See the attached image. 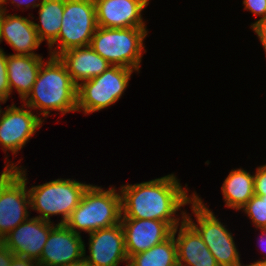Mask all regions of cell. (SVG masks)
Listing matches in <instances>:
<instances>
[{
	"instance_id": "ac0fdd59",
	"label": "cell",
	"mask_w": 266,
	"mask_h": 266,
	"mask_svg": "<svg viewBox=\"0 0 266 266\" xmlns=\"http://www.w3.org/2000/svg\"><path fill=\"white\" fill-rule=\"evenodd\" d=\"M65 65L73 82L78 86L80 81H86L102 74L111 64L91 47L68 49L57 56Z\"/></svg>"
},
{
	"instance_id": "9c48e42d",
	"label": "cell",
	"mask_w": 266,
	"mask_h": 266,
	"mask_svg": "<svg viewBox=\"0 0 266 266\" xmlns=\"http://www.w3.org/2000/svg\"><path fill=\"white\" fill-rule=\"evenodd\" d=\"M97 27L94 0H64L62 25L57 40L49 47V56L89 46Z\"/></svg>"
},
{
	"instance_id": "ba28073f",
	"label": "cell",
	"mask_w": 266,
	"mask_h": 266,
	"mask_svg": "<svg viewBox=\"0 0 266 266\" xmlns=\"http://www.w3.org/2000/svg\"><path fill=\"white\" fill-rule=\"evenodd\" d=\"M134 71L111 65L102 74L80 82L77 86V111L91 114L115 104L128 87Z\"/></svg>"
},
{
	"instance_id": "d6a6232c",
	"label": "cell",
	"mask_w": 266,
	"mask_h": 266,
	"mask_svg": "<svg viewBox=\"0 0 266 266\" xmlns=\"http://www.w3.org/2000/svg\"><path fill=\"white\" fill-rule=\"evenodd\" d=\"M8 99L5 97V96H3L2 94H0V104L1 103H6V101H7ZM2 107L0 106V116H1V114H3V112H4V110H2L1 109Z\"/></svg>"
},
{
	"instance_id": "30bf717a",
	"label": "cell",
	"mask_w": 266,
	"mask_h": 266,
	"mask_svg": "<svg viewBox=\"0 0 266 266\" xmlns=\"http://www.w3.org/2000/svg\"><path fill=\"white\" fill-rule=\"evenodd\" d=\"M21 107L13 103L0 116V145L5 152L11 151L13 155L28 143L45 121L34 114L30 107L24 104Z\"/></svg>"
},
{
	"instance_id": "7402d4cb",
	"label": "cell",
	"mask_w": 266,
	"mask_h": 266,
	"mask_svg": "<svg viewBox=\"0 0 266 266\" xmlns=\"http://www.w3.org/2000/svg\"><path fill=\"white\" fill-rule=\"evenodd\" d=\"M127 266H178L174 235L147 251L131 256Z\"/></svg>"
},
{
	"instance_id": "d6986e66",
	"label": "cell",
	"mask_w": 266,
	"mask_h": 266,
	"mask_svg": "<svg viewBox=\"0 0 266 266\" xmlns=\"http://www.w3.org/2000/svg\"><path fill=\"white\" fill-rule=\"evenodd\" d=\"M42 59L40 55H7L10 95L13 89H16L22 101L28 96L44 62Z\"/></svg>"
},
{
	"instance_id": "603a6c76",
	"label": "cell",
	"mask_w": 266,
	"mask_h": 266,
	"mask_svg": "<svg viewBox=\"0 0 266 266\" xmlns=\"http://www.w3.org/2000/svg\"><path fill=\"white\" fill-rule=\"evenodd\" d=\"M241 209L256 229H266V195H254Z\"/></svg>"
},
{
	"instance_id": "1f68e13d",
	"label": "cell",
	"mask_w": 266,
	"mask_h": 266,
	"mask_svg": "<svg viewBox=\"0 0 266 266\" xmlns=\"http://www.w3.org/2000/svg\"><path fill=\"white\" fill-rule=\"evenodd\" d=\"M61 266H91L86 259L83 257L81 260L76 261V262H72V263H68L65 265H61Z\"/></svg>"
},
{
	"instance_id": "7a4b0ae2",
	"label": "cell",
	"mask_w": 266,
	"mask_h": 266,
	"mask_svg": "<svg viewBox=\"0 0 266 266\" xmlns=\"http://www.w3.org/2000/svg\"><path fill=\"white\" fill-rule=\"evenodd\" d=\"M32 110H40L43 118L51 110L62 115L77 111V85L58 57L50 56L43 62L31 92L22 101Z\"/></svg>"
},
{
	"instance_id": "4fadbf2b",
	"label": "cell",
	"mask_w": 266,
	"mask_h": 266,
	"mask_svg": "<svg viewBox=\"0 0 266 266\" xmlns=\"http://www.w3.org/2000/svg\"><path fill=\"white\" fill-rule=\"evenodd\" d=\"M84 257V241L65 224H57L49 233L38 266H61Z\"/></svg>"
},
{
	"instance_id": "cb8c5ba5",
	"label": "cell",
	"mask_w": 266,
	"mask_h": 266,
	"mask_svg": "<svg viewBox=\"0 0 266 266\" xmlns=\"http://www.w3.org/2000/svg\"><path fill=\"white\" fill-rule=\"evenodd\" d=\"M7 54L4 50H0V94L7 99L10 96V87L7 77Z\"/></svg>"
},
{
	"instance_id": "ffe728a7",
	"label": "cell",
	"mask_w": 266,
	"mask_h": 266,
	"mask_svg": "<svg viewBox=\"0 0 266 266\" xmlns=\"http://www.w3.org/2000/svg\"><path fill=\"white\" fill-rule=\"evenodd\" d=\"M225 207L233 210L241 208L254 196V174L243 168L233 169L221 187Z\"/></svg>"
},
{
	"instance_id": "2e32d148",
	"label": "cell",
	"mask_w": 266,
	"mask_h": 266,
	"mask_svg": "<svg viewBox=\"0 0 266 266\" xmlns=\"http://www.w3.org/2000/svg\"><path fill=\"white\" fill-rule=\"evenodd\" d=\"M172 234L177 246L178 266H219L201 235L186 219L173 229Z\"/></svg>"
},
{
	"instance_id": "44dd1931",
	"label": "cell",
	"mask_w": 266,
	"mask_h": 266,
	"mask_svg": "<svg viewBox=\"0 0 266 266\" xmlns=\"http://www.w3.org/2000/svg\"><path fill=\"white\" fill-rule=\"evenodd\" d=\"M40 23L33 21L41 42L47 41L48 48L57 40L62 25L64 0H44L39 4Z\"/></svg>"
},
{
	"instance_id": "3957f363",
	"label": "cell",
	"mask_w": 266,
	"mask_h": 266,
	"mask_svg": "<svg viewBox=\"0 0 266 266\" xmlns=\"http://www.w3.org/2000/svg\"><path fill=\"white\" fill-rule=\"evenodd\" d=\"M104 190L90 184L78 206L72 211L65 225L76 234H88L121 222L122 208L120 191L115 187Z\"/></svg>"
},
{
	"instance_id": "5bb4252c",
	"label": "cell",
	"mask_w": 266,
	"mask_h": 266,
	"mask_svg": "<svg viewBox=\"0 0 266 266\" xmlns=\"http://www.w3.org/2000/svg\"><path fill=\"white\" fill-rule=\"evenodd\" d=\"M128 259L168 239L173 227L161 220L121 218Z\"/></svg>"
},
{
	"instance_id": "e0dca14e",
	"label": "cell",
	"mask_w": 266,
	"mask_h": 266,
	"mask_svg": "<svg viewBox=\"0 0 266 266\" xmlns=\"http://www.w3.org/2000/svg\"><path fill=\"white\" fill-rule=\"evenodd\" d=\"M0 40L10 45L16 55H39L34 51L41 45L33 21L3 11L0 21Z\"/></svg>"
},
{
	"instance_id": "836d02e7",
	"label": "cell",
	"mask_w": 266,
	"mask_h": 266,
	"mask_svg": "<svg viewBox=\"0 0 266 266\" xmlns=\"http://www.w3.org/2000/svg\"><path fill=\"white\" fill-rule=\"evenodd\" d=\"M242 266H266V263H256V262H253L252 264H246V265H242Z\"/></svg>"
},
{
	"instance_id": "83f0119b",
	"label": "cell",
	"mask_w": 266,
	"mask_h": 266,
	"mask_svg": "<svg viewBox=\"0 0 266 266\" xmlns=\"http://www.w3.org/2000/svg\"><path fill=\"white\" fill-rule=\"evenodd\" d=\"M14 257L13 252L4 245L0 249V266H10Z\"/></svg>"
},
{
	"instance_id": "6da1fadb",
	"label": "cell",
	"mask_w": 266,
	"mask_h": 266,
	"mask_svg": "<svg viewBox=\"0 0 266 266\" xmlns=\"http://www.w3.org/2000/svg\"><path fill=\"white\" fill-rule=\"evenodd\" d=\"M186 187L187 184L185 188L181 186L174 174L139 184L122 185L119 189L121 218L161 220L175 228L180 225V218L185 219L186 212L182 210L179 218H176V213L197 194L194 192L188 196Z\"/></svg>"
},
{
	"instance_id": "8992f818",
	"label": "cell",
	"mask_w": 266,
	"mask_h": 266,
	"mask_svg": "<svg viewBox=\"0 0 266 266\" xmlns=\"http://www.w3.org/2000/svg\"><path fill=\"white\" fill-rule=\"evenodd\" d=\"M192 214L195 215L196 223L189 214L185 213V219L198 231L203 242L216 259L219 266H242L240 254L236 247L233 234L226 226L216 218L196 194L190 201Z\"/></svg>"
},
{
	"instance_id": "7c38bea8",
	"label": "cell",
	"mask_w": 266,
	"mask_h": 266,
	"mask_svg": "<svg viewBox=\"0 0 266 266\" xmlns=\"http://www.w3.org/2000/svg\"><path fill=\"white\" fill-rule=\"evenodd\" d=\"M56 225L36 217L28 218L4 237L5 246L14 255L38 261L49 233Z\"/></svg>"
},
{
	"instance_id": "4316f807",
	"label": "cell",
	"mask_w": 266,
	"mask_h": 266,
	"mask_svg": "<svg viewBox=\"0 0 266 266\" xmlns=\"http://www.w3.org/2000/svg\"><path fill=\"white\" fill-rule=\"evenodd\" d=\"M250 26L254 33L257 34V37L259 38L260 43L262 44V47L264 48L266 54V17L258 19Z\"/></svg>"
},
{
	"instance_id": "8d00e7d4",
	"label": "cell",
	"mask_w": 266,
	"mask_h": 266,
	"mask_svg": "<svg viewBox=\"0 0 266 266\" xmlns=\"http://www.w3.org/2000/svg\"><path fill=\"white\" fill-rule=\"evenodd\" d=\"M139 1L143 2L146 6H148L149 4V0H139Z\"/></svg>"
},
{
	"instance_id": "52a82bcc",
	"label": "cell",
	"mask_w": 266,
	"mask_h": 266,
	"mask_svg": "<svg viewBox=\"0 0 266 266\" xmlns=\"http://www.w3.org/2000/svg\"><path fill=\"white\" fill-rule=\"evenodd\" d=\"M0 175V235L5 237L29 218L30 198L27 169L5 162ZM25 169V170H24Z\"/></svg>"
},
{
	"instance_id": "f1b7e54d",
	"label": "cell",
	"mask_w": 266,
	"mask_h": 266,
	"mask_svg": "<svg viewBox=\"0 0 266 266\" xmlns=\"http://www.w3.org/2000/svg\"><path fill=\"white\" fill-rule=\"evenodd\" d=\"M9 0H3V4L5 5ZM11 4H16L15 6H17L18 8L25 6L24 9L27 8H35L39 6L40 3H42L44 0H37L39 3H36V0H10Z\"/></svg>"
},
{
	"instance_id": "f546056e",
	"label": "cell",
	"mask_w": 266,
	"mask_h": 266,
	"mask_svg": "<svg viewBox=\"0 0 266 266\" xmlns=\"http://www.w3.org/2000/svg\"><path fill=\"white\" fill-rule=\"evenodd\" d=\"M10 266H38V262L27 257L15 255Z\"/></svg>"
},
{
	"instance_id": "484cf974",
	"label": "cell",
	"mask_w": 266,
	"mask_h": 266,
	"mask_svg": "<svg viewBox=\"0 0 266 266\" xmlns=\"http://www.w3.org/2000/svg\"><path fill=\"white\" fill-rule=\"evenodd\" d=\"M244 9L261 18L266 17V0H243Z\"/></svg>"
},
{
	"instance_id": "4dcf8cb0",
	"label": "cell",
	"mask_w": 266,
	"mask_h": 266,
	"mask_svg": "<svg viewBox=\"0 0 266 266\" xmlns=\"http://www.w3.org/2000/svg\"><path fill=\"white\" fill-rule=\"evenodd\" d=\"M262 232V236L260 237V245H261V249H263L266 252V229H262L260 230ZM256 263H266V254L265 257L256 261Z\"/></svg>"
},
{
	"instance_id": "d590c367",
	"label": "cell",
	"mask_w": 266,
	"mask_h": 266,
	"mask_svg": "<svg viewBox=\"0 0 266 266\" xmlns=\"http://www.w3.org/2000/svg\"><path fill=\"white\" fill-rule=\"evenodd\" d=\"M5 245L4 243V237L0 235V249Z\"/></svg>"
},
{
	"instance_id": "d4e9b609",
	"label": "cell",
	"mask_w": 266,
	"mask_h": 266,
	"mask_svg": "<svg viewBox=\"0 0 266 266\" xmlns=\"http://www.w3.org/2000/svg\"><path fill=\"white\" fill-rule=\"evenodd\" d=\"M254 195H266V164L256 168L254 174Z\"/></svg>"
},
{
	"instance_id": "277c9868",
	"label": "cell",
	"mask_w": 266,
	"mask_h": 266,
	"mask_svg": "<svg viewBox=\"0 0 266 266\" xmlns=\"http://www.w3.org/2000/svg\"><path fill=\"white\" fill-rule=\"evenodd\" d=\"M147 28H103L97 27L90 47L111 65L140 70Z\"/></svg>"
},
{
	"instance_id": "8fae6325",
	"label": "cell",
	"mask_w": 266,
	"mask_h": 266,
	"mask_svg": "<svg viewBox=\"0 0 266 266\" xmlns=\"http://www.w3.org/2000/svg\"><path fill=\"white\" fill-rule=\"evenodd\" d=\"M88 242L90 255H86L84 244V258L91 266H118L121 262L128 265L121 223L90 233Z\"/></svg>"
},
{
	"instance_id": "9a60e30c",
	"label": "cell",
	"mask_w": 266,
	"mask_h": 266,
	"mask_svg": "<svg viewBox=\"0 0 266 266\" xmlns=\"http://www.w3.org/2000/svg\"><path fill=\"white\" fill-rule=\"evenodd\" d=\"M96 21L103 28H146L142 11L147 7L139 0H94Z\"/></svg>"
},
{
	"instance_id": "e575fe53",
	"label": "cell",
	"mask_w": 266,
	"mask_h": 266,
	"mask_svg": "<svg viewBox=\"0 0 266 266\" xmlns=\"http://www.w3.org/2000/svg\"><path fill=\"white\" fill-rule=\"evenodd\" d=\"M6 7L4 6V4H3V0H0V13H2L3 11H5L6 12Z\"/></svg>"
},
{
	"instance_id": "5b68a950",
	"label": "cell",
	"mask_w": 266,
	"mask_h": 266,
	"mask_svg": "<svg viewBox=\"0 0 266 266\" xmlns=\"http://www.w3.org/2000/svg\"><path fill=\"white\" fill-rule=\"evenodd\" d=\"M90 184L76 179L58 178L44 184L27 188L30 198V209L37 211L36 218L51 222L50 217L61 215L57 224H65L72 211L80 203Z\"/></svg>"
}]
</instances>
